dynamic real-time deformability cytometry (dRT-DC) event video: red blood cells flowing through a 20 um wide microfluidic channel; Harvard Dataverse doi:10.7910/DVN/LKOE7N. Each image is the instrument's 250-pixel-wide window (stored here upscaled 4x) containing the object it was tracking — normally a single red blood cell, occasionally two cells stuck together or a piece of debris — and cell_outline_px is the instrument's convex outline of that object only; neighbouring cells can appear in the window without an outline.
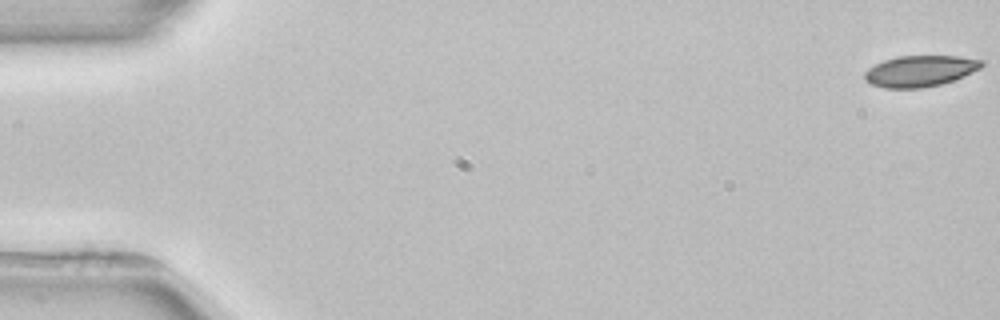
{"species": "common noctule bat (a hibernating species)", "species_latin": "Nyctalus noctula", "temperature_condition": "room temperature", "stored_images_in_passage": 4, "camera_frame_rate_fps": 3000, "um_per_image_px": 0.085, "animal": {"sex": "female", "body_mass_g": 22.7, "forearm_length_mm": 54.2}, "frame": {"image": 1, "passage_image": 1, "time_ms": 0.0, "image_size_px": [1000, 320], "cell_outline_px": [[984, 64], [980, 68], [964, 76], [940, 84], [920, 88], [884, 88], [872, 84], [864, 80], [864, 72], [868, 68], [884, 60], [896, 56], [960, 56], [984, 60]], "centroid_in_image_um": [78.2, 6.03], "position_along_channel_um": 6.8, "area_um2": 21.21}}
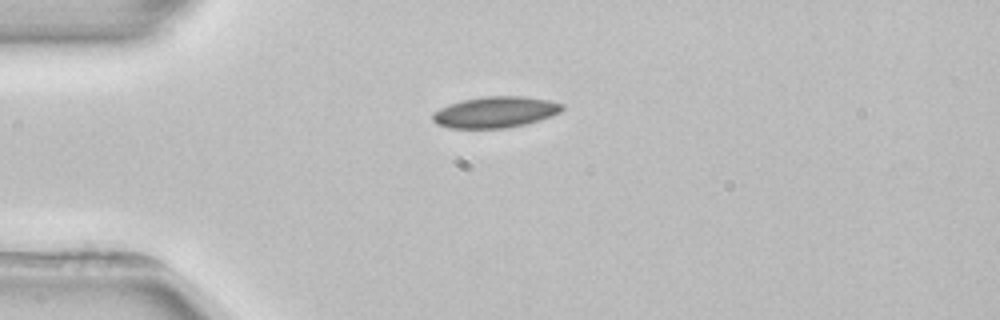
{"frame": {"image": 2, "passage_image": 4, "time_ms": 4.333, "image_size_px": [1000, 320], "cell_outline_px": [[564, 108], [560, 112], [552, 116], [540, 120], [524, 124], [504, 128], [448, 128], [436, 124], [432, 120], [432, 112], [448, 104], [464, 100], [484, 96], [524, 96], [548, 100], [564, 104]], "centroid_in_image_um": [42.09, 9.53], "position_along_channel_um": 42.9, "area_um2": 23.58}}